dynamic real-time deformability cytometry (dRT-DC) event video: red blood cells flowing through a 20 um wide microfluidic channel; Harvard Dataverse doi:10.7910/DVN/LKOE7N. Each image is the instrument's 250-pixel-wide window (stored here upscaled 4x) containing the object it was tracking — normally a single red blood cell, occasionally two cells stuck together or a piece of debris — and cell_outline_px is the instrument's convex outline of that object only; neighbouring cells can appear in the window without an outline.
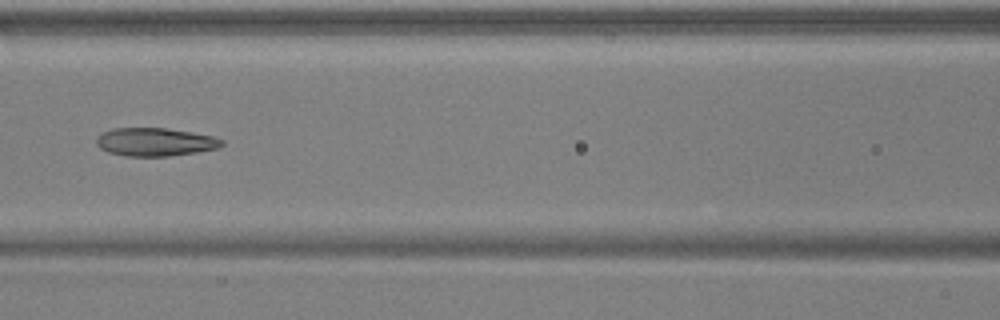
{"species": "common noctule bat (a hibernating species)", "species_latin": "Nyctalus noctula", "temperature_condition": "warm", "stored_images_in_passage": 8, "camera_frame_rate_fps": 3000, "um_per_image_px": 0.085, "animal": {"sex": "male", "body_mass_g": 17.9, "forearm_length_mm": 54.2}, "frame": {"image": 1, "passage_image": 8, "time_ms": 2.333, "image_size_px": [1000, 320], "cell_outline_px": [[224, 144], [216, 148], [196, 152], [168, 156], [124, 156], [108, 152], [100, 148], [96, 144], [96, 136], [112, 128], [168, 128], [192, 132], [212, 136], [224, 140]], "centroid_in_image_um": [13.16, 12.06], "position_along_channel_um": 153.4, "area_um2": 20.63}}